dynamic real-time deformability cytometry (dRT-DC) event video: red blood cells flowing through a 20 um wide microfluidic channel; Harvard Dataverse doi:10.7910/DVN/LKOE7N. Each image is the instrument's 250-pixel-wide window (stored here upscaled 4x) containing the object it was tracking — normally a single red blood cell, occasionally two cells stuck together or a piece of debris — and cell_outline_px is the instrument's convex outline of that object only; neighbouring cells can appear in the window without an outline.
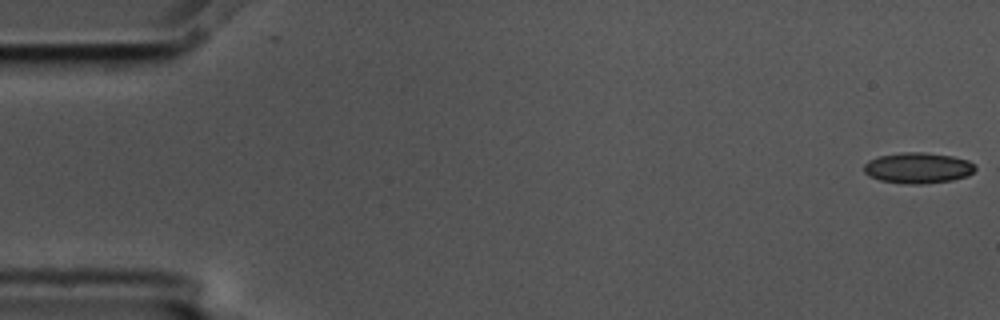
{"species": "common noctule bat (a hibernating species)", "species_latin": "Nyctalus noctula", "temperature_condition": "cold", "stored_images_in_passage": 5, "camera_frame_rate_fps": 3000, "um_per_image_px": 0.085, "animal": {"sex": "male", "body_mass_g": 17.5, "forearm_length_mm": 52.3}, "frame": {"image": 1, "passage_image": 1, "time_ms": 0.0, "image_size_px": [1000, 320], "cell_outline_px": [[976, 168], [968, 176], [952, 180], [924, 184], [904, 184], [880, 180], [868, 176], [864, 172], [864, 164], [868, 160], [880, 156], [900, 152], [924, 152], [952, 156], [968, 160], [976, 164]], "centroid_in_image_um": [78.03, 14.27], "position_along_channel_um": 7.0, "area_um2": 20.17}}
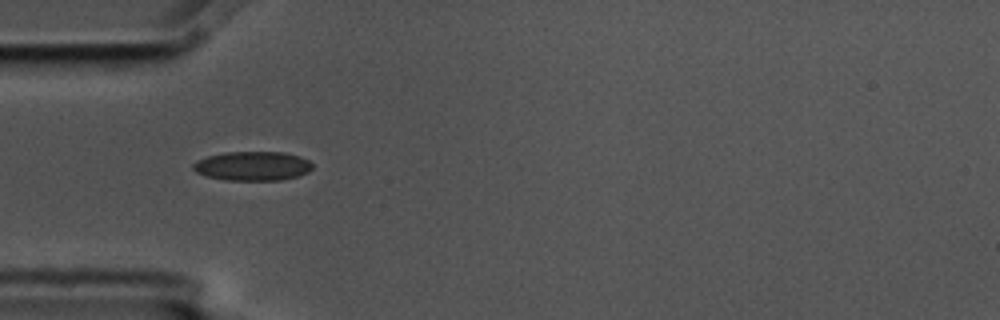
{"frame": {"image": 2, "passage_image": 5, "time_ms": 1.333, "image_size_px": [1000, 320], "cell_outline_px": [[312, 168], [308, 172], [296, 176], [280, 180], [224, 180], [208, 176], [196, 172], [192, 168], [192, 164], [196, 160], [208, 156], [224, 152], [284, 152], [300, 156], [308, 160], [312, 164]], "centroid_in_image_um": [21.45, 14.1], "position_along_channel_um": 63.5, "area_um2": 20.29}}